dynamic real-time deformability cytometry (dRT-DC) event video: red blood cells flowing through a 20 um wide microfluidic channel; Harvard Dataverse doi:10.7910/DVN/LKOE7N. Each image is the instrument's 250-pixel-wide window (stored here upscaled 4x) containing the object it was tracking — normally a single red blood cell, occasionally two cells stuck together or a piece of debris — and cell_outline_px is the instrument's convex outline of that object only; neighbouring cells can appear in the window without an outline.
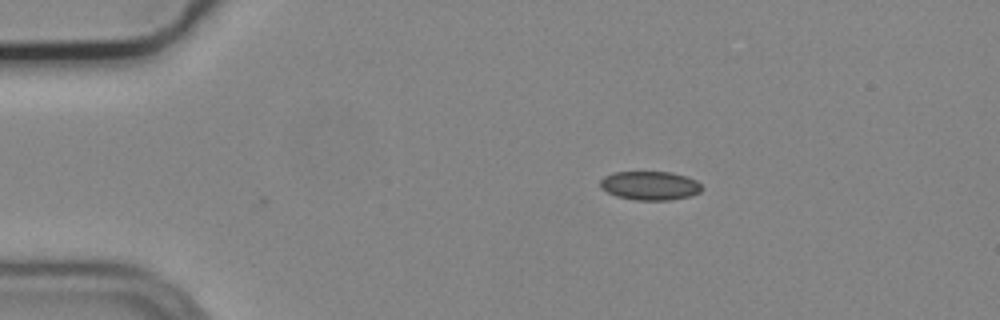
{"species": "common noctule bat (a hibernating species)", "species_latin": "Nyctalus noctula", "temperature_condition": "cold", "stored_images_in_passage": 2, "camera_frame_rate_fps": 3000, "um_per_image_px": 0.085, "animal": {"sex": "male", "body_mass_g": 19.2, "forearm_length_mm": 51.8}, "frame": {"image": 1, "passage_image": 1, "time_ms": 0.0, "image_size_px": [1000, 320], "cell_outline_px": [[704, 188], [700, 192], [692, 196], [672, 200], [632, 200], [616, 196], [600, 188], [600, 180], [604, 176], [616, 172], [672, 172], [696, 180]], "centroid_in_image_um": [55.26, 15.79], "position_along_channel_um": 29.7, "area_um2": 17.22}}